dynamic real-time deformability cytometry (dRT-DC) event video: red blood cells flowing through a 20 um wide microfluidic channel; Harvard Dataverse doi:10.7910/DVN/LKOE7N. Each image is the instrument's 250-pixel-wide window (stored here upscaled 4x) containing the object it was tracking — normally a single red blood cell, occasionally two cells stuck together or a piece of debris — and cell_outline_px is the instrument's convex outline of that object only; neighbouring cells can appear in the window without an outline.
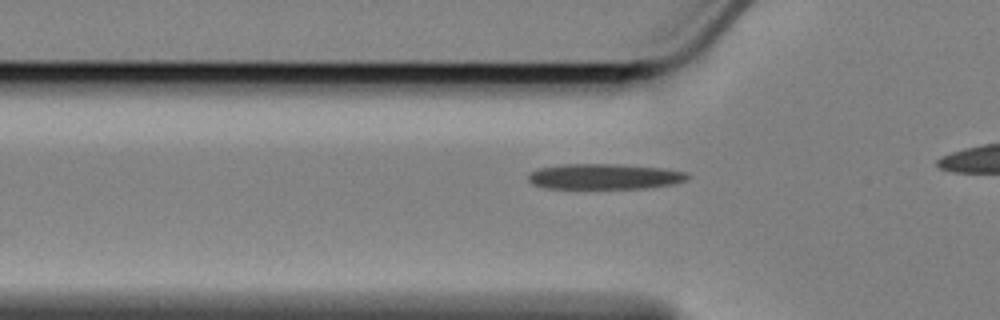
{"species": "Egyptian fruit bat (a non-hibernating species)", "species_latin": "Rousettus aegyptiacus", "temperature_condition": "cold", "stored_images_in_passage": 36, "camera_frame_rate_fps": 3000, "um_per_image_px": 0.085, "animal": {"sex": "female"}, "frame": {"image": 1, "passage_image": 7, "time_ms": 2.0, "image_size_px": [1000, 320], "cell_outline_px": [[688, 176], [684, 180], [672, 184], [644, 188], [544, 188], [532, 184], [528, 180], [528, 176], [536, 168], [564, 164], [616, 164], [664, 168], [684, 172]], "centroid_in_image_um": [51.31, 15.0], "position_along_channel_um": 74.5, "area_um2": 23.47}}
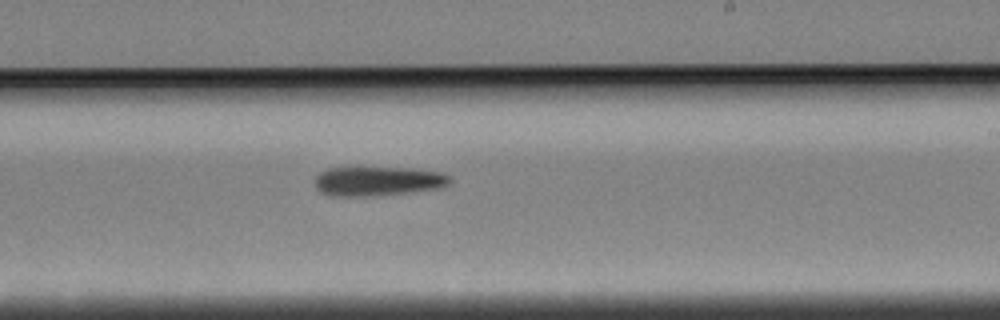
{"frame": {"image": 2, "passage_image": 23, "time_ms": 7.333, "image_size_px": [1000, 320], "cell_outline_px": [[452, 180], [444, 188], [384, 196], [328, 196], [320, 192], [316, 188], [316, 176], [320, 172], [328, 168], [412, 168], [440, 172], [452, 176]], "centroid_in_image_um": [32.18, 15.42], "position_along_channel_um": 256.8, "area_um2": 23.58}}
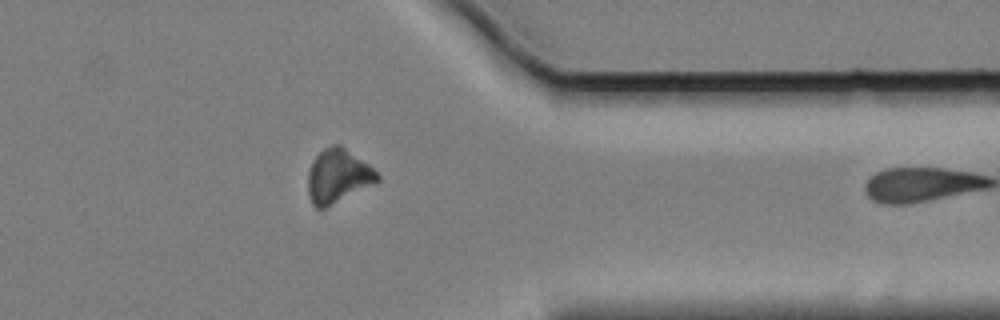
{"frame": {"image": 3, "passage_image": 35, "time_ms": 11.333, "image_size_px": [1000, 320], "cell_outline_px": [[380, 180], [324, 208], [316, 208], [312, 204], [308, 196], [308, 172], [312, 160], [324, 148], [332, 144], [340, 144], [368, 164], [380, 176]], "centroid_in_image_um": [28.69, 14.95], "position_along_channel_um": 382.7, "area_um2": 21.44}}